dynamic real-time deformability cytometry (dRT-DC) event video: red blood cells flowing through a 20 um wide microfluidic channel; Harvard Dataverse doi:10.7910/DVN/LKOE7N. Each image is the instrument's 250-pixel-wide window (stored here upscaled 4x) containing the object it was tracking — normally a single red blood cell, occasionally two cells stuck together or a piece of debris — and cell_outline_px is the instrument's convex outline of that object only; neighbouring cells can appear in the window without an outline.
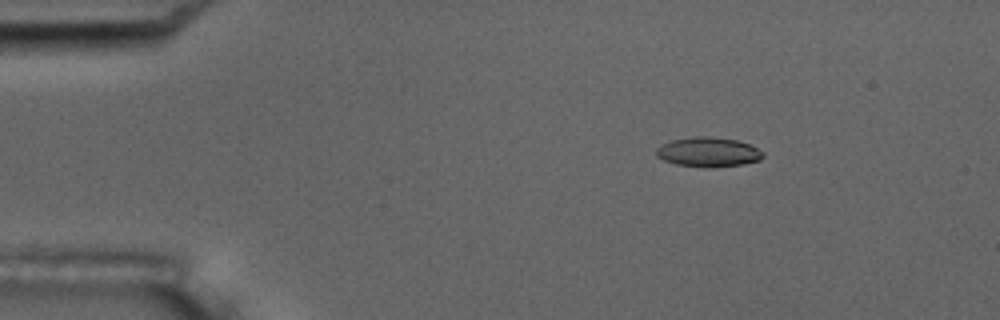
{"species": "common noctule bat (a hibernating species)", "species_latin": "Nyctalus noctula", "temperature_condition": "room temperature", "stored_images_in_passage": 5, "camera_frame_rate_fps": 3000, "um_per_image_px": 0.085, "animal": {"sex": "male", "body_mass_g": 17.5, "forearm_length_mm": 52.3}, "frame": {"image": 1, "passage_image": 1, "time_ms": 0.0, "image_size_px": [1000, 320], "cell_outline_px": [[764, 156], [760, 160], [744, 164], [712, 168], [708, 168], [676, 164], [664, 160], [656, 156], [656, 148], [660, 144], [672, 140], [696, 136], [708, 136], [736, 140], [748, 144], [764, 152]], "centroid_in_image_um": [60.19, 12.93], "position_along_channel_um": 24.8, "area_um2": 18.5}}
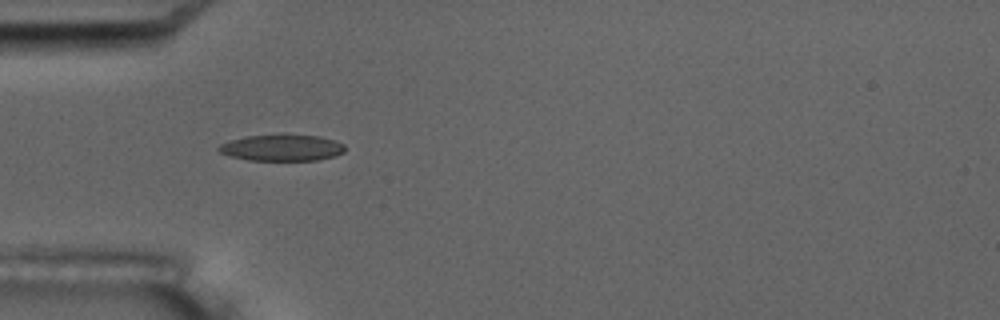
{"frame": {"image": 2, "passage_image": 3, "time_ms": 3.0, "image_size_px": [1000, 320], "cell_outline_px": [[344, 152], [336, 156], [316, 160], [248, 160], [232, 156], [220, 152], [216, 148], [220, 144], [228, 140], [244, 136], [284, 132], [316, 136], [332, 140], [344, 144]], "centroid_in_image_um": [23.93, 12.52], "position_along_channel_um": 61.1, "area_um2": 19.94}}